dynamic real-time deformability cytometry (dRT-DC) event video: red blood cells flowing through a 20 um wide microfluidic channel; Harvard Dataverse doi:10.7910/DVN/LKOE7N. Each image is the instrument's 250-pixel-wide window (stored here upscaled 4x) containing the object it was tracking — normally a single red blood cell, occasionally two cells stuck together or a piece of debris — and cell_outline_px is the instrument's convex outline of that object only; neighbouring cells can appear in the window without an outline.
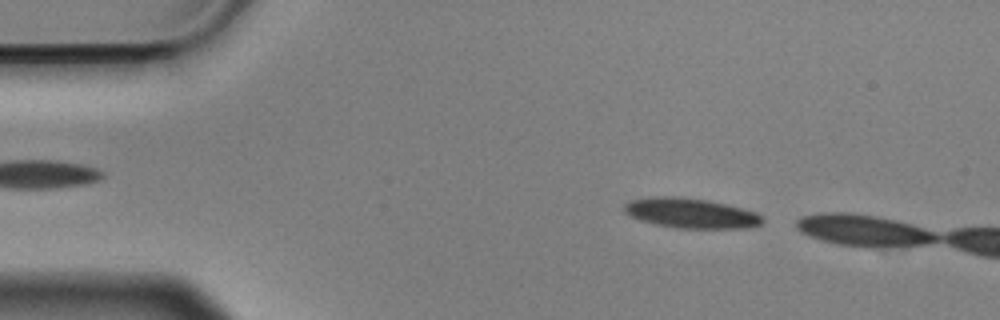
{"species": "Egyptian fruit bat (a non-hibernating species)", "species_latin": "Rousettus aegyptiacus", "temperature_condition": "cold", "stored_images_in_passage": 5, "camera_frame_rate_fps": 3000, "um_per_image_px": 0.085, "animal": {"sex": "male"}, "frame": {"image": 1, "passage_image": 2, "time_ms": 0.333, "image_size_px": [1000, 320], "cell_outline_px": [[764, 220], [760, 224], [748, 228], [676, 228], [656, 224], [640, 220], [624, 212], [624, 204], [628, 200], [648, 196], [680, 196], [708, 200], [756, 212], [764, 216]], "centroid_in_image_um": [58.7, 18.1], "position_along_channel_um": 26.3, "area_um2": 24.28}}